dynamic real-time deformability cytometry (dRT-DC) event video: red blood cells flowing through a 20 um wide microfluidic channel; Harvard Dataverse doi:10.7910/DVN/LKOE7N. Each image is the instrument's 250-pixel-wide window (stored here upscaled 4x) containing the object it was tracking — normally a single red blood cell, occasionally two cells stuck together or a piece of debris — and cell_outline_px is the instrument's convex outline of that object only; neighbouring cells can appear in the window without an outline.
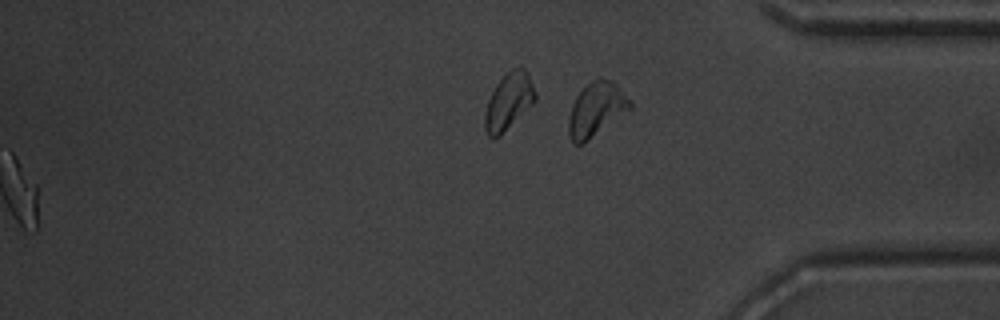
{"species": "common noctule bat (a hibernating species)", "species_latin": "Nyctalus noctula", "temperature_condition": "warm", "stored_images_in_passage": 48, "segment_of_instrument_passage": [2, 2], "camera_frame_rate_fps": 3000, "um_per_image_px": 0.085, "animal": {"sex": "male", "body_mass_g": 20.1, "forearm_length_mm": 53.5}, "frame": {"image": 1, "passage_image": 48, "time_ms": 15.667, "image_size_px": [1000, 320], "cell_outline_px": [[632, 108], [580, 144], [572, 144], [568, 132], [568, 116], [572, 104], [576, 96], [592, 80], [600, 76], [612, 80], [616, 84], [632, 104]], "centroid_in_image_um": [50.65, 9.26], "position_along_channel_um": 384.5, "area_um2": 18.9}}